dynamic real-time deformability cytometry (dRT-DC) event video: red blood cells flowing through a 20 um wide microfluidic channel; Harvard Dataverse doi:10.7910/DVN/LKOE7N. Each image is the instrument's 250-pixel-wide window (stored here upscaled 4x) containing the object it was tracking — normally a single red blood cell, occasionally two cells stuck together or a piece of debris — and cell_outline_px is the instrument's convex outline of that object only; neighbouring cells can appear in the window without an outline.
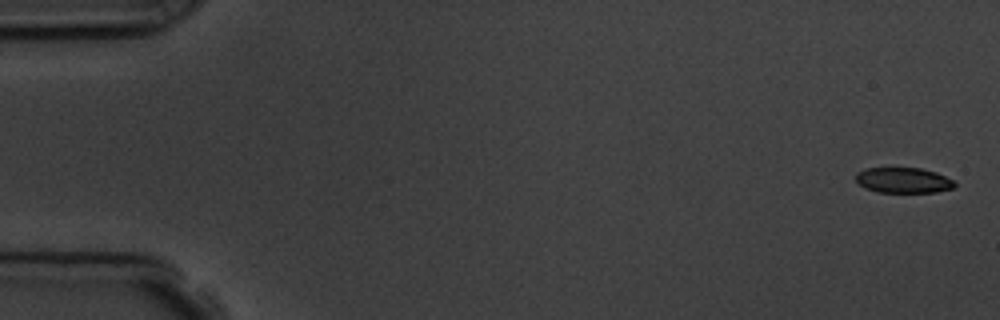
{"species": "common noctule bat (a hibernating species)", "species_latin": "Nyctalus noctula", "temperature_condition": "room temperature", "stored_images_in_passage": 6, "camera_frame_rate_fps": 3000, "um_per_image_px": 0.085, "animal": {"sex": "male", "body_mass_g": 19.5, "forearm_length_mm": 54.6}, "frame": {"image": 1, "passage_image": 1, "time_ms": 0.0, "image_size_px": [1000, 320], "cell_outline_px": [[956, 184], [952, 188], [936, 192], [876, 192], [860, 184], [856, 180], [856, 172], [864, 168], [920, 168], [936, 172], [952, 180]], "centroid_in_image_um": [76.77, 15.31], "position_along_channel_um": 8.2, "area_um2": 14.51}}
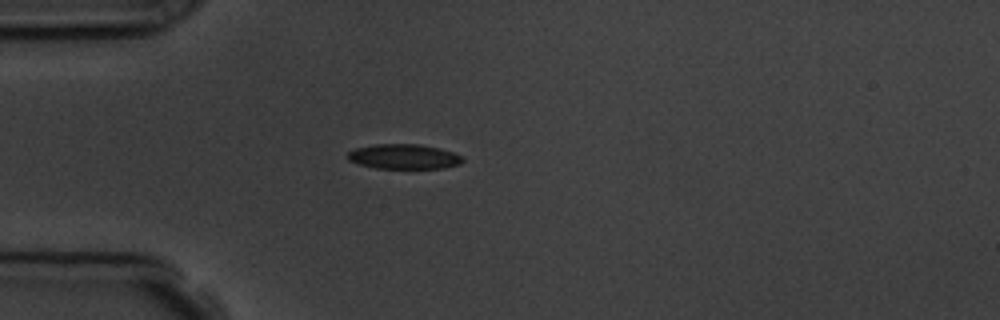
{"frame": {"image": 2, "passage_image": 5, "time_ms": 4.667, "image_size_px": [1000, 320], "cell_outline_px": [[464, 160], [460, 164], [444, 168], [376, 168], [360, 164], [348, 160], [348, 152], [356, 148], [372, 144], [420, 144], [440, 148], [452, 152], [460, 156]], "centroid_in_image_um": [34.33, 13.3], "position_along_channel_um": 50.7, "area_um2": 16.59}}